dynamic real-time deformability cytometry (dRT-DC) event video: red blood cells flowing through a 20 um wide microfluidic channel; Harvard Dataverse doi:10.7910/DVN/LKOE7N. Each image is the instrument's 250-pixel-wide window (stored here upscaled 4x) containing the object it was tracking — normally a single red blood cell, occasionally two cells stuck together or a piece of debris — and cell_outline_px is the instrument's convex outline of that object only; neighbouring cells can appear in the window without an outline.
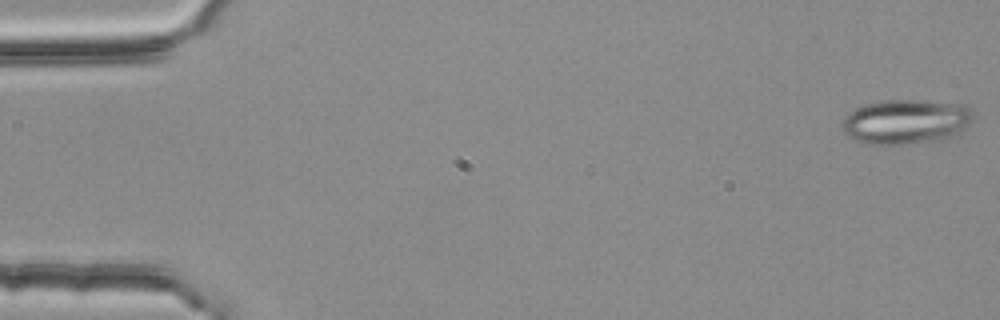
{"species": "common noctule bat (a hibernating species)", "species_latin": "Nyctalus noctula", "temperature_condition": "room temperature", "stored_images_in_passage": 4, "camera_frame_rate_fps": 3000, "um_per_image_px": 0.085, "animal": {"sex": "female", "body_mass_g": 25.1}, "frame": {"image": 1, "passage_image": 1, "time_ms": 0.0, "image_size_px": [1000, 320], "cell_outline_px": [[972, 120], [960, 132], [952, 136], [900, 144], [868, 144], [856, 140], [848, 136], [840, 128], [840, 124], [852, 112], [864, 104], [884, 100], [920, 100], [964, 104], [972, 108]], "centroid_in_image_um": [76.99, 10.31], "position_along_channel_um": 8.0, "area_um2": 33.58}}